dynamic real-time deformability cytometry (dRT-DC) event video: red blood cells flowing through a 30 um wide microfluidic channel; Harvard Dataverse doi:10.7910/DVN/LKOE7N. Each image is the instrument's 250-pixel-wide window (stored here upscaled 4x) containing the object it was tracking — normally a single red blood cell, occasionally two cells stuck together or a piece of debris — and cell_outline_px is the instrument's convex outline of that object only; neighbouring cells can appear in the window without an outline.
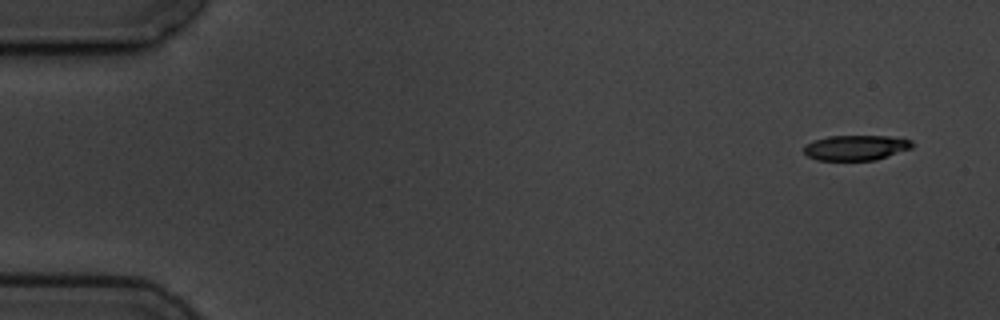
{"species": "common noctule bat (a hibernating species)", "species_latin": "Nyctalus noctula", "temperature_condition": "cold", "stored_images_in_passage": 7, "camera_frame_rate_fps": 3000, "um_per_image_px": 0.085, "animal": {"sex": "male", "body_mass_g": 19.5, "forearm_length_mm": 54.6}, "frame": {"image": 1, "passage_image": 1, "time_ms": 0.0, "image_size_px": [1000, 320], "cell_outline_px": [[916, 144], [912, 148], [876, 160], [816, 160], [808, 156], [804, 152], [804, 148], [808, 144], [816, 140], [828, 136], [888, 136], [912, 140]], "centroid_in_image_um": [72.81, 12.55], "position_along_channel_um": 12.2, "area_um2": 15.84}}
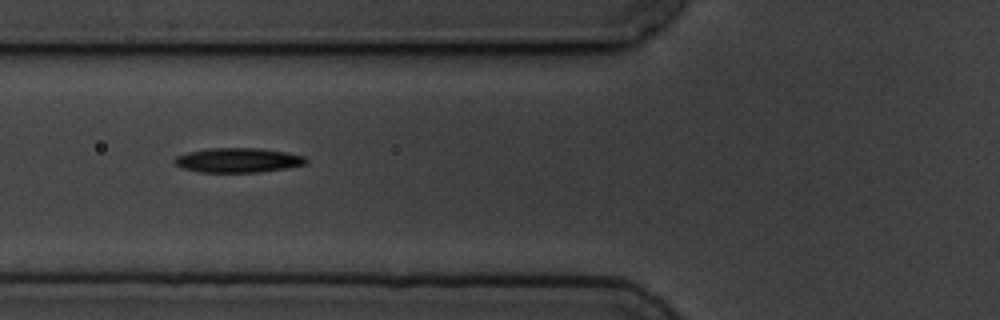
{"frame": {"image": 2, "passage_image": 6, "time_ms": 6.0, "image_size_px": [1000, 320], "cell_outline_px": [[308, 160], [304, 164], [284, 168], [260, 172], [200, 172], [184, 168], [176, 164], [172, 160], [176, 156], [188, 152], [208, 148], [260, 148], [284, 152], [304, 156]], "centroid_in_image_um": [20.2, 13.61], "position_along_channel_um": 105.6, "area_um2": 18.61}}
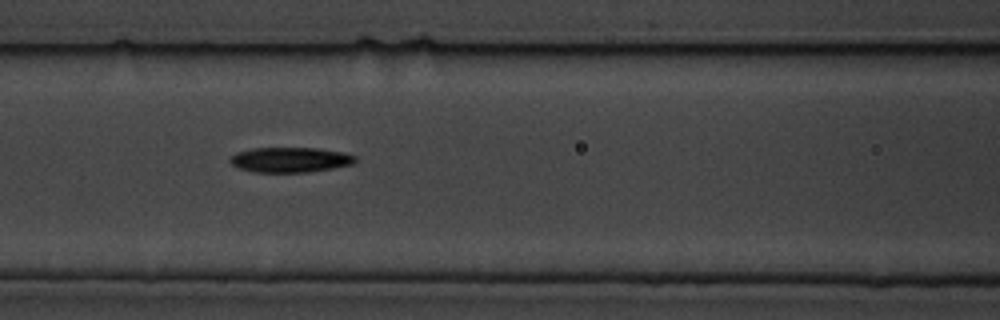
{"frame": {"image": 3, "passage_image": 7, "time_ms": 7.0, "image_size_px": [1000, 320], "cell_outline_px": [[356, 160], [352, 164], [332, 168], [308, 172], [252, 172], [240, 168], [232, 164], [228, 160], [236, 152], [252, 148], [316, 148], [344, 152], [356, 156]], "centroid_in_image_um": [24.65, 13.57], "position_along_channel_um": 141.9, "area_um2": 18.26}}